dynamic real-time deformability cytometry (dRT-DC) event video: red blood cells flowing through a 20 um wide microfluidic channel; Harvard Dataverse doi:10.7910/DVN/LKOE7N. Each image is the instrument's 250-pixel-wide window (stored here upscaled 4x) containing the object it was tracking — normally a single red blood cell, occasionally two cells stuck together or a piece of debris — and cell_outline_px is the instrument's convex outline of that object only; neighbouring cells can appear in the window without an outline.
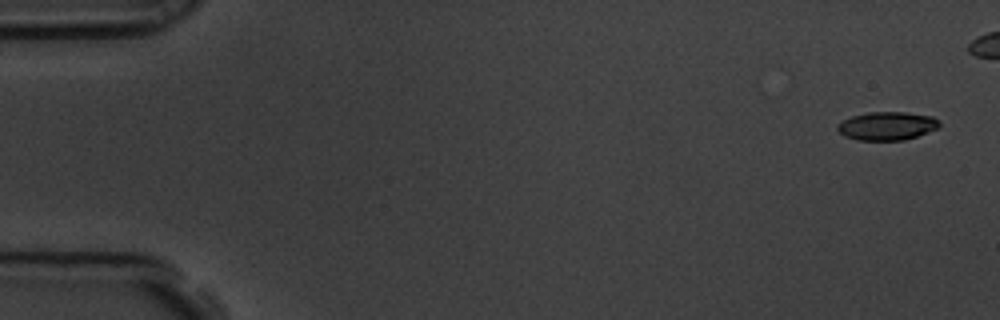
{"species": "common noctule bat (a hibernating species)", "species_latin": "Nyctalus noctula", "temperature_condition": "room temperature", "stored_images_in_passage": 4, "camera_frame_rate_fps": 3000, "um_per_image_px": 0.085, "animal": {"sex": "male", "body_mass_g": 19.5, "forearm_length_mm": 54.6}, "frame": {"image": 1, "passage_image": 1, "time_ms": 0.0, "image_size_px": [1000, 320], "cell_outline_px": [[940, 124], [936, 128], [916, 136], [904, 140], [856, 140], [844, 136], [836, 128], [836, 124], [852, 116], [868, 112], [904, 112], [932, 116], [940, 120]], "centroid_in_image_um": [75.37, 10.7], "position_along_channel_um": 9.6, "area_um2": 16.76}}